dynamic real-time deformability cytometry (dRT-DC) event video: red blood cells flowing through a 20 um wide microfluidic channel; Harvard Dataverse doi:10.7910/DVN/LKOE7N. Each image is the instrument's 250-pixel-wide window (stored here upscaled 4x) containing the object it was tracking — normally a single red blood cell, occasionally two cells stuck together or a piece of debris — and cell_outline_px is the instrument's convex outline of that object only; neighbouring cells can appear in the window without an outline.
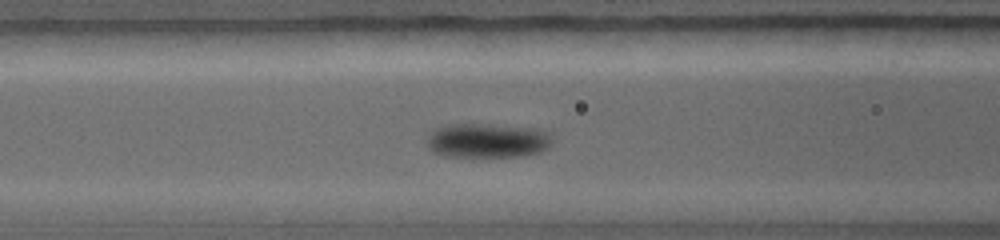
{"species": "common noctule bat (a hibernating species)", "species_latin": "Nyctalus noctula", "temperature_condition": "warm", "stored_images_in_passage": 15, "camera_frame_rate_fps": 5000, "um_per_image_px": 0.085, "animal": {"sex": "female", "body_mass_g": 19.0, "forearm_length_mm": 56.7}, "frame": {"image": 1, "passage_image": 13, "time_ms": 4.0, "image_size_px": [1000, 240], "cell_outline_px": [[552, 140], [540, 152], [524, 156], [444, 156], [432, 152], [428, 148], [428, 136], [436, 128], [444, 124], [492, 124], [532, 128], [544, 132], [552, 136]], "centroid_in_image_um": [41.37, 11.94], "position_along_channel_um": 125.2, "area_um2": 24.97}}
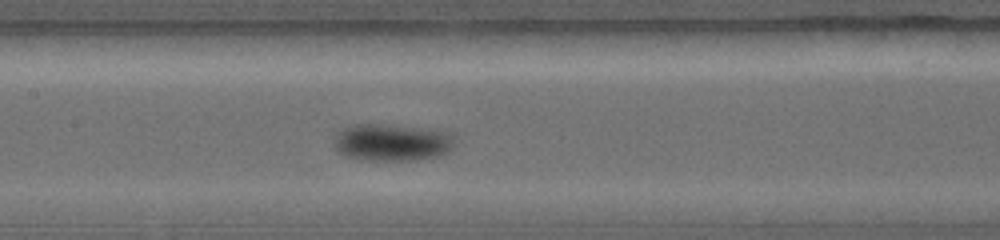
{"frame": {"image": 2, "passage_image": 15, "time_ms": 5.0, "image_size_px": [1000, 240], "cell_outline_px": [[452, 148], [440, 156], [412, 160], [360, 160], [344, 156], [336, 148], [336, 136], [344, 128], [352, 124], [388, 124], [424, 128], [448, 132], [452, 136]], "centroid_in_image_um": [33.31, 12.1], "position_along_channel_um": 174.1, "area_um2": 25.95}}